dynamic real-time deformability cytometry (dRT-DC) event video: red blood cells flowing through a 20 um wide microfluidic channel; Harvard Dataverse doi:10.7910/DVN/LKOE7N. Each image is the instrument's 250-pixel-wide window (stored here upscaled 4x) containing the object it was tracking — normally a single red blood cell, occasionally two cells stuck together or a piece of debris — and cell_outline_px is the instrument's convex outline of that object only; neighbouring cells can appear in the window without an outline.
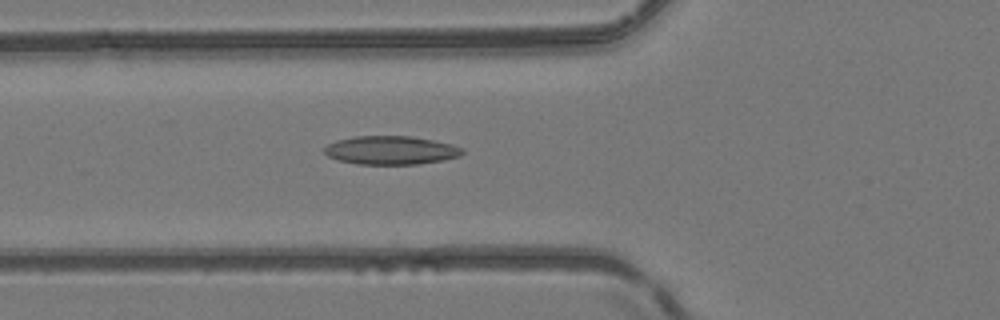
{"species": "common noctule bat (a hibernating species)", "species_latin": "Nyctalus noctula", "temperature_condition": "room temperature", "stored_images_in_passage": 50, "camera_frame_rate_fps": 3000, "um_per_image_px": 0.085, "animal": {"sex": "female", "body_mass_g": 24.6, "forearm_length_mm": 56.2}, "frame": {"image": 1, "passage_image": 19, "time_ms": 6.0, "image_size_px": [1000, 320], "cell_outline_px": [[464, 152], [460, 156], [444, 160], [420, 164], [356, 164], [336, 160], [328, 156], [324, 152], [324, 148], [328, 144], [336, 140], [356, 136], [412, 136], [452, 144], [464, 148]], "centroid_in_image_um": [33.23, 12.77], "position_along_channel_um": 92.6, "area_um2": 23.12}}
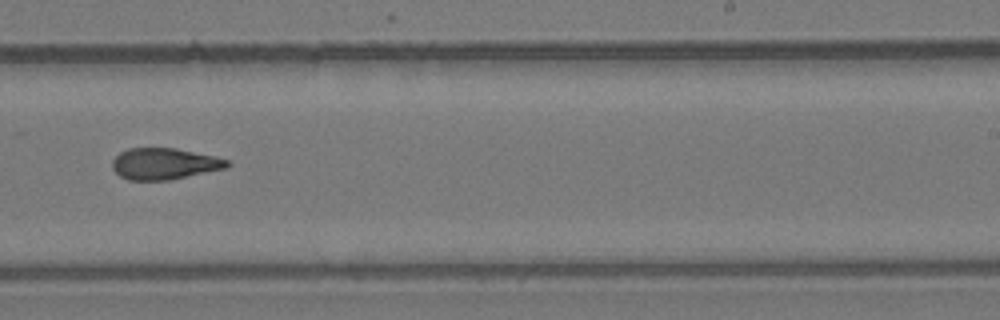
{"frame": {"image": 2, "passage_image": 32, "time_ms": 10.333, "image_size_px": [1000, 320], "cell_outline_px": [[232, 164], [228, 168], [168, 180], [128, 180], [120, 176], [112, 168], [112, 160], [120, 152], [128, 148], [176, 148], [216, 156], [228, 160]], "centroid_in_image_um": [13.99, 13.91], "position_along_channel_um": 275.0, "area_um2": 21.15}}
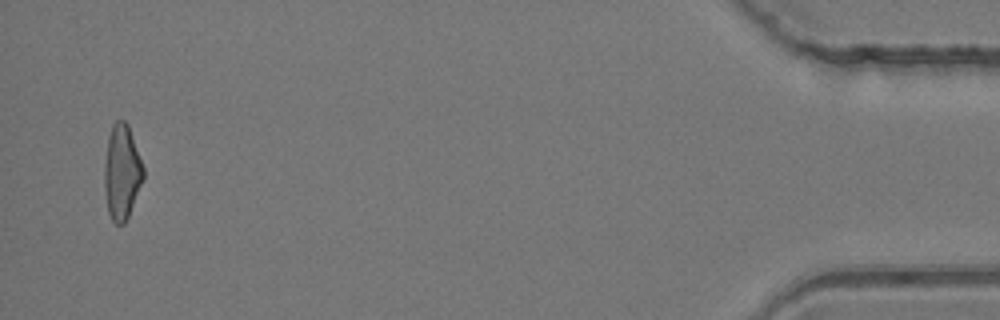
{"frame": {"image": 3, "passage_image": 49, "time_ms": 16.0, "image_size_px": [1000, 320], "cell_outline_px": [[144, 180], [128, 216], [124, 224], [116, 224], [112, 220], [108, 212], [104, 192], [104, 164], [108, 136], [112, 124], [116, 120], [124, 120], [128, 124], [144, 168]], "centroid_in_image_um": [10.35, 14.63], "position_along_channel_um": 424.9, "area_um2": 21.73}, "authors_computed_cell_mechanics": {"area_um2": 21.7039, "velocity_mm_per_s": 4.2054, "shape_relaxation_time_tau1_ms": null, "shape_relaxation_time_tau2_ms": 3.7238, "deformation_change_tau1": null, "deformation_change_tau2": 0.1243}}